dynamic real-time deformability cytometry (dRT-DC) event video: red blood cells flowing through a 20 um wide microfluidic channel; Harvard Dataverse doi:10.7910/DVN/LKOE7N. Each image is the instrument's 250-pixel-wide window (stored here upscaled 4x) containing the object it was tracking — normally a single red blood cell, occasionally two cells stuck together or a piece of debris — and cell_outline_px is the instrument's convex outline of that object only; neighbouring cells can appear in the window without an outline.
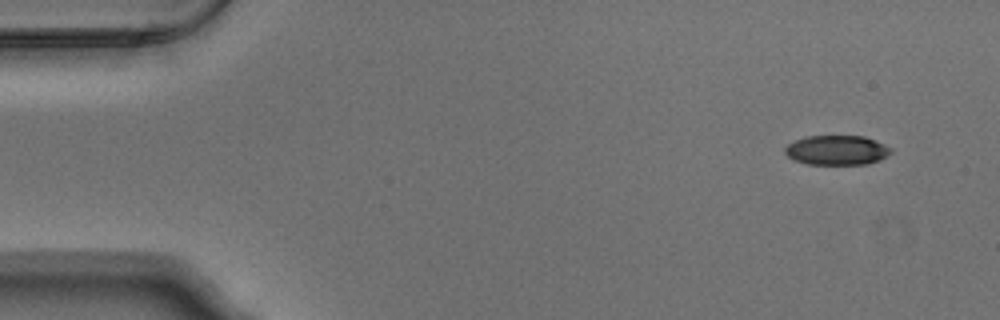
{"species": "Egyptian fruit bat (a non-hibernating species)", "species_latin": "Rousettus aegyptiacus", "temperature_condition": "warm", "stored_images_in_passage": 5, "camera_frame_rate_fps": 3000, "um_per_image_px": 0.085, "animal": {"sex": "male"}, "frame": {"image": 1, "passage_image": 1, "time_ms": 0.0, "image_size_px": [1000, 320], "cell_outline_px": [[892, 152], [880, 160], [868, 164], [808, 164], [796, 160], [788, 156], [784, 152], [784, 148], [788, 144], [804, 136], [864, 136], [884, 144], [892, 148]], "centroid_in_image_um": [71.14, 12.76], "position_along_channel_um": 13.9, "area_um2": 18.26}}
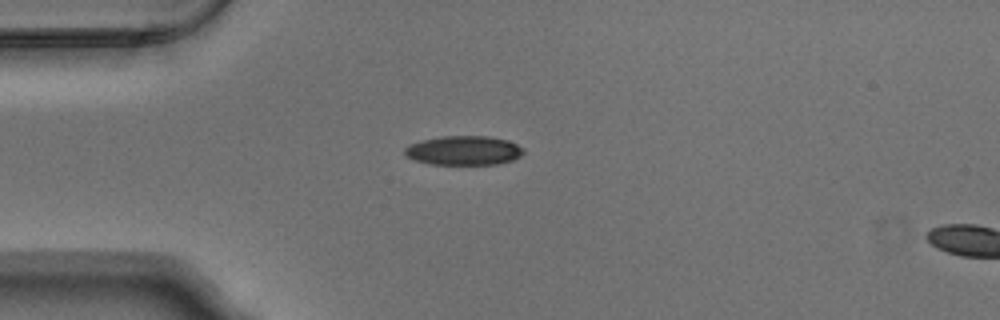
{"frame": {"image": 2, "passage_image": 4, "time_ms": 1.0, "image_size_px": [1000, 320], "cell_outline_px": [[524, 152], [520, 156], [512, 160], [496, 164], [432, 164], [416, 160], [404, 156], [404, 148], [412, 144], [424, 140], [444, 136], [488, 136], [508, 140], [524, 148]], "centroid_in_image_um": [39.44, 12.79], "position_along_channel_um": 45.6, "area_um2": 20.06}}
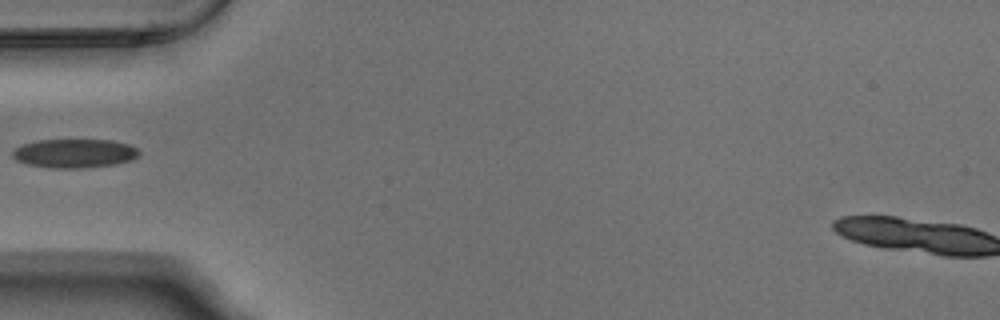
{"frame": {"image": 3, "passage_image": 5, "time_ms": 1.333, "image_size_px": [1000, 320], "cell_outline_px": [[140, 152], [132, 160], [116, 164], [80, 168], [52, 168], [28, 164], [16, 160], [12, 156], [12, 152], [16, 148], [24, 144], [36, 140], [112, 140], [128, 144], [136, 148]], "centroid_in_image_um": [6.33, 13.03], "position_along_channel_um": 78.7, "area_um2": 21.15}}